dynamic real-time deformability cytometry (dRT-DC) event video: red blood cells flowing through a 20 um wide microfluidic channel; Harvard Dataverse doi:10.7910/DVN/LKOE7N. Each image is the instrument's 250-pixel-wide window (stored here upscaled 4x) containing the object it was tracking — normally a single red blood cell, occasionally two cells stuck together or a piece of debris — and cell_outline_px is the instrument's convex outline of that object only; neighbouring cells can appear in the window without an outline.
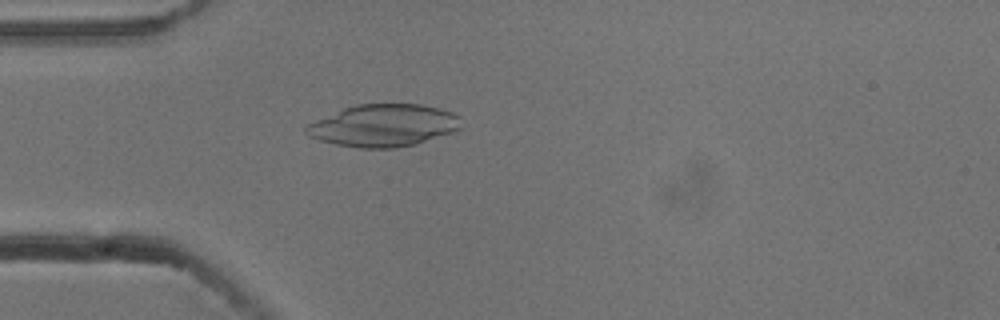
{"species": "common noctule bat (a hibernating species)", "species_latin": "Nyctalus noctula", "temperature_condition": "cold", "stored_images_in_passage": 53, "camera_frame_rate_fps": 3000, "um_per_image_px": 0.085, "animal": {"sex": "male", "body_mass_g": 13.3}, "frame": {"image": 1, "passage_image": 15, "time_ms": 4.667, "image_size_px": [1000, 320], "cell_outline_px": [[460, 128], [456, 132], [416, 144], [396, 148], [360, 148], [336, 144], [320, 140], [308, 136], [304, 132], [304, 128], [308, 124], [316, 120], [344, 108], [356, 104], [420, 104], [440, 108], [452, 112], [460, 116]], "centroid_in_image_um": [32.63, 10.67], "position_along_channel_um": 52.4, "area_um2": 38.32}}
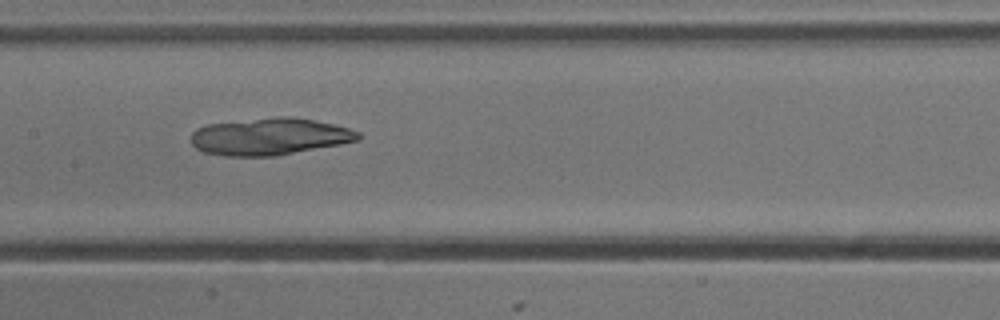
{"frame": {"image": 2, "passage_image": 26, "time_ms": 8.333, "image_size_px": [1000, 320], "cell_outline_px": [[360, 140], [340, 144], [276, 156], [228, 156], [204, 152], [196, 148], [192, 144], [192, 132], [196, 128], [208, 124], [276, 116], [288, 116], [312, 120], [332, 124], [348, 128], [360, 132]], "centroid_in_image_um": [22.92, 11.61], "position_along_channel_um": 184.5, "area_um2": 35.95}}
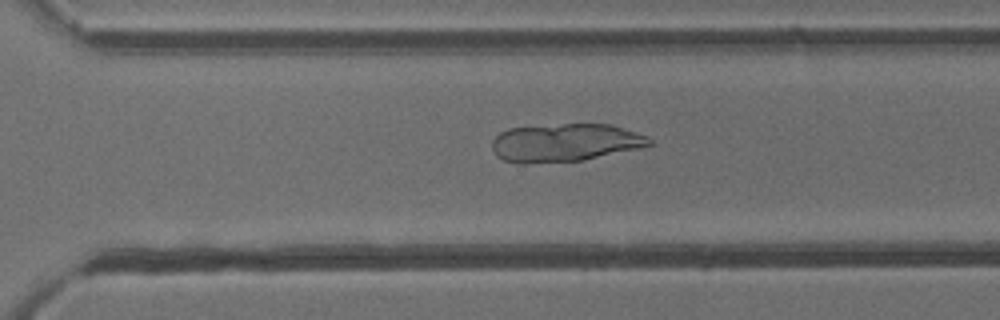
{"frame": {"image": 3, "passage_image": 37, "time_ms": 12.0, "image_size_px": [1000, 320], "cell_outline_px": [[652, 144], [640, 148], [584, 160], [524, 164], [516, 164], [504, 160], [496, 156], [492, 148], [492, 140], [500, 132], [508, 128], [564, 124], [612, 124], [648, 136], [652, 140]], "centroid_in_image_um": [48.02, 12.13], "position_along_channel_um": 322.6, "area_um2": 35.08}}